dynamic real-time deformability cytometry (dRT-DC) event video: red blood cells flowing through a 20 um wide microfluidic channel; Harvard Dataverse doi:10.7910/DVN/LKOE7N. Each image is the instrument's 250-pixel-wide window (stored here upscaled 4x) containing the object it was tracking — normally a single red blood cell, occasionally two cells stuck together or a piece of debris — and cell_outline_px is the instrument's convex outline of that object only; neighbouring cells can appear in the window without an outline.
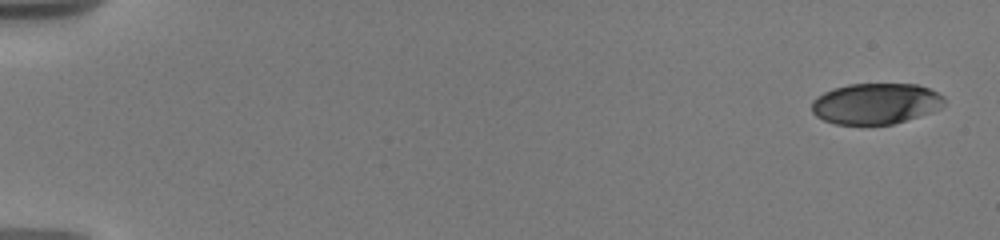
{"species": "human", "species_latin": "Homo sapiens", "temperature_condition": "warm", "stored_images_in_passage": 8, "camera_frame_rate_fps": 3000, "um_per_image_px": 0.085, "donor": {"sex": "male"}, "frame": {"image": 1, "passage_image": 1, "time_ms": 0.0, "image_size_px": [1000, 240], "cell_outline_px": [[944, 104], [940, 108], [892, 124], [836, 124], [824, 120], [816, 116], [812, 112], [812, 100], [816, 96], [832, 88], [848, 84], [916, 84], [928, 88], [944, 96]], "centroid_in_image_um": [74.39, 8.79], "position_along_channel_um": 10.6, "area_um2": 31.39}}
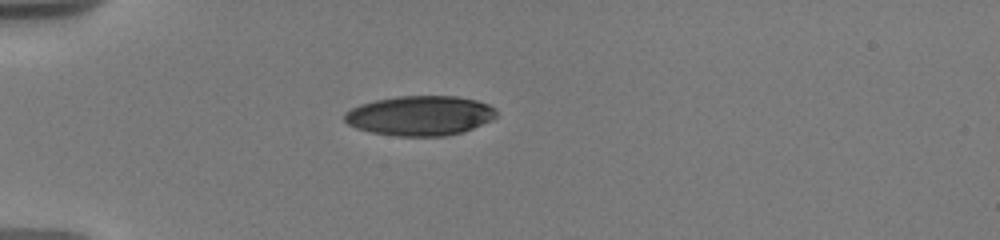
{"frame": {"image": 2, "passage_image": 6, "time_ms": 5.0, "image_size_px": [1000, 240], "cell_outline_px": [[496, 116], [492, 120], [472, 128], [460, 132], [444, 136], [396, 136], [372, 132], [356, 128], [348, 124], [344, 120], [344, 112], [360, 104], [376, 100], [396, 96], [456, 96], [476, 100], [488, 104], [496, 108]], "centroid_in_image_um": [35.69, 9.82], "position_along_channel_um": 49.3, "area_um2": 35.14}}
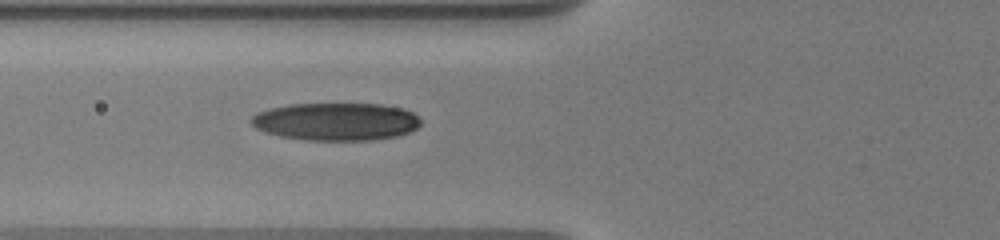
{"frame": {"image": 3, "passage_image": 8, "time_ms": 7.0, "image_size_px": [1000, 240], "cell_outline_px": [[420, 124], [416, 128], [408, 132], [396, 136], [372, 140], [308, 140], [280, 136], [256, 128], [248, 120], [256, 112], [268, 108], [292, 104], [380, 104], [400, 108], [412, 112], [420, 120]], "centroid_in_image_um": [28.52, 10.33], "position_along_channel_um": 97.3, "area_um2": 37.11}}